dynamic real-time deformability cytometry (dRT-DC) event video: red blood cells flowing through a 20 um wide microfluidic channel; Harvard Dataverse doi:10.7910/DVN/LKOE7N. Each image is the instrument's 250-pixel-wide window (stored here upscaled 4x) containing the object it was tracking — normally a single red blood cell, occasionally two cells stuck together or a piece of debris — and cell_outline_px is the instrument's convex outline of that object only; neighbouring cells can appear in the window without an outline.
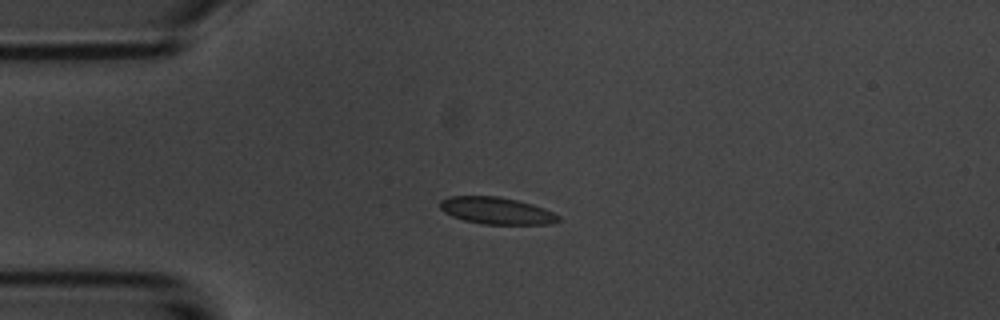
{"species": "common noctule bat (a hibernating species)", "species_latin": "Nyctalus noctula", "temperature_condition": "room temperature", "stored_images_in_passage": 6, "camera_frame_rate_fps": 3000, "um_per_image_px": 0.085, "animal": {"sex": "male", "body_mass_g": 20.1, "forearm_length_mm": 53.5}, "frame": {"image": 1, "passage_image": 3, "time_ms": 2.333, "image_size_px": [1000, 320], "cell_outline_px": [[560, 220], [552, 224], [480, 224], [464, 220], [452, 216], [444, 212], [440, 208], [440, 200], [448, 196], [496, 196], [516, 200], [532, 204], [544, 208], [560, 216]], "centroid_in_image_um": [42.19, 17.91], "position_along_channel_um": 42.8, "area_um2": 18.61}}
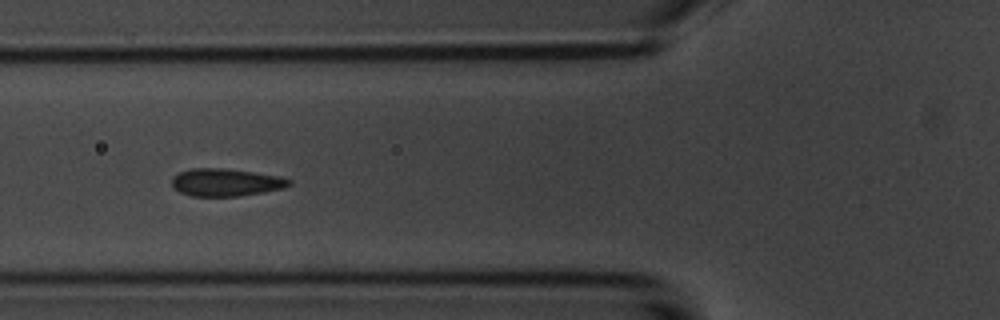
{"frame": {"image": 2, "passage_image": 5, "time_ms": 4.667, "image_size_px": [1000, 320], "cell_outline_px": [[292, 184], [284, 188], [264, 192], [240, 196], [192, 196], [180, 192], [172, 188], [172, 176], [180, 172], [192, 168], [224, 168], [280, 176], [292, 180]], "centroid_in_image_um": [19.2, 15.5], "position_along_channel_um": 106.6, "area_um2": 18.96}}
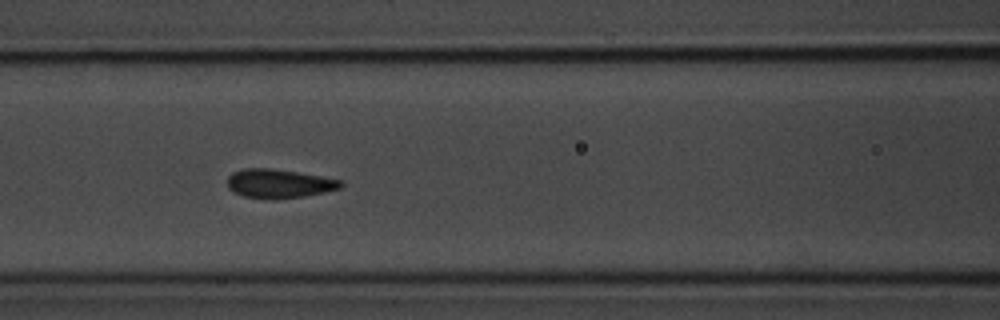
{"frame": {"image": 3, "passage_image": 6, "time_ms": 5.667, "image_size_px": [1000, 320], "cell_outline_px": [[344, 184], [340, 188], [324, 192], [304, 196], [272, 200], [264, 200], [244, 196], [228, 188], [228, 176], [232, 172], [244, 168], [268, 168], [296, 172], [344, 180]], "centroid_in_image_um": [23.71, 15.61], "position_along_channel_um": 142.9, "area_um2": 19.19}}